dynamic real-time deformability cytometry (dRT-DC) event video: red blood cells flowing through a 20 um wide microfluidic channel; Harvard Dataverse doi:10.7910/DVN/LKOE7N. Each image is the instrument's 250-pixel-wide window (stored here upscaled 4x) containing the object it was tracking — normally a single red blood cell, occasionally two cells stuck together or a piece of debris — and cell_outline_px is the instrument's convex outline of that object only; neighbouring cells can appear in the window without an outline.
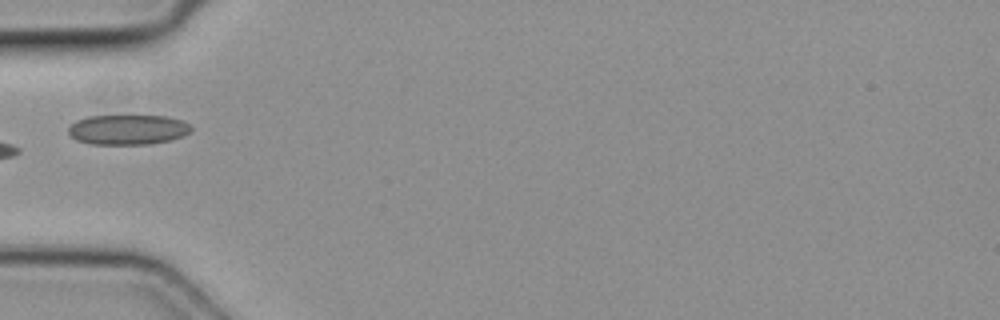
{"species": "common noctule bat (a hibernating species)", "species_latin": "Nyctalus noctula", "temperature_condition": "cold", "stored_images_in_passage": 5, "camera_frame_rate_fps": 3000, "um_per_image_px": 0.085, "animal": {"sex": "female", "body_mass_g": 19.3, "forearm_length_mm": 54.1}, "frame": {"image": 1, "passage_image": 3, "time_ms": 0.667, "image_size_px": [1000, 320], "cell_outline_px": [[192, 128], [184, 136], [168, 140], [148, 144], [92, 144], [76, 140], [68, 132], [68, 128], [76, 120], [88, 116], [164, 116], [180, 120], [188, 124]], "centroid_in_image_um": [10.83, 11.02], "position_along_channel_um": 74.2, "area_um2": 21.21}}
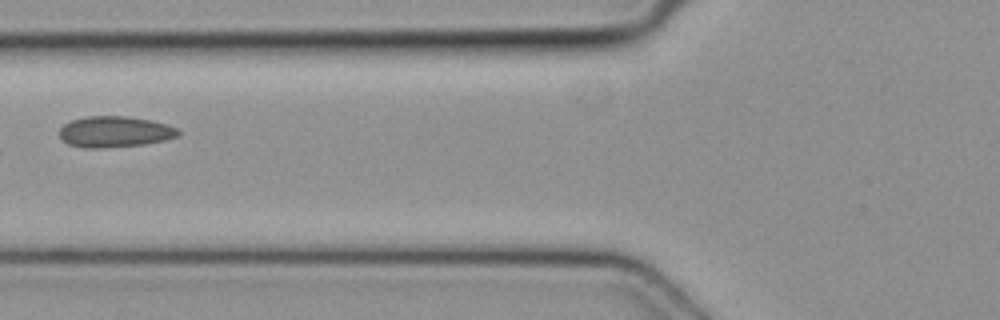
{"frame": {"image": 2, "passage_image": 4, "time_ms": 1.0, "image_size_px": [1000, 320], "cell_outline_px": [[180, 136], [164, 140], [144, 144], [100, 148], [84, 148], [68, 144], [60, 136], [60, 128], [64, 124], [72, 120], [84, 116], [124, 116], [152, 120], [168, 124], [176, 128], [180, 132]], "centroid_in_image_um": [9.77, 11.19], "position_along_channel_um": 116.0, "area_um2": 21.5}}
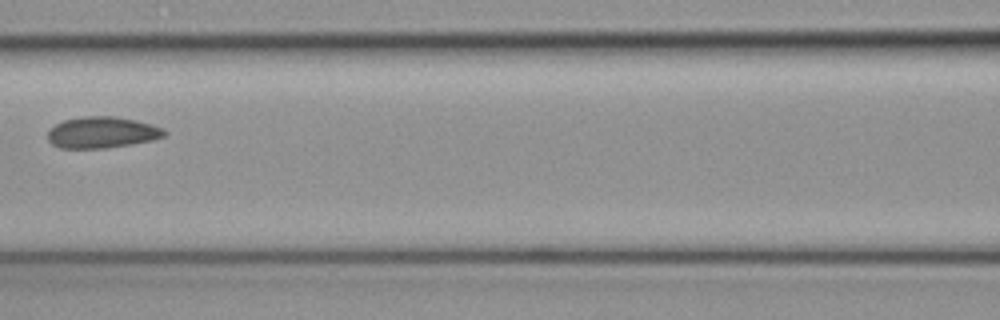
{"frame": {"image": 3, "passage_image": 5, "time_ms": 1.333, "image_size_px": [1000, 320], "cell_outline_px": [[168, 132], [164, 136], [152, 140], [132, 144], [104, 148], [60, 148], [52, 144], [48, 140], [48, 132], [56, 124], [64, 120], [84, 116], [112, 116], [136, 120], [164, 128]], "centroid_in_image_um": [8.69, 11.26], "position_along_channel_um": 157.9, "area_um2": 21.21}}